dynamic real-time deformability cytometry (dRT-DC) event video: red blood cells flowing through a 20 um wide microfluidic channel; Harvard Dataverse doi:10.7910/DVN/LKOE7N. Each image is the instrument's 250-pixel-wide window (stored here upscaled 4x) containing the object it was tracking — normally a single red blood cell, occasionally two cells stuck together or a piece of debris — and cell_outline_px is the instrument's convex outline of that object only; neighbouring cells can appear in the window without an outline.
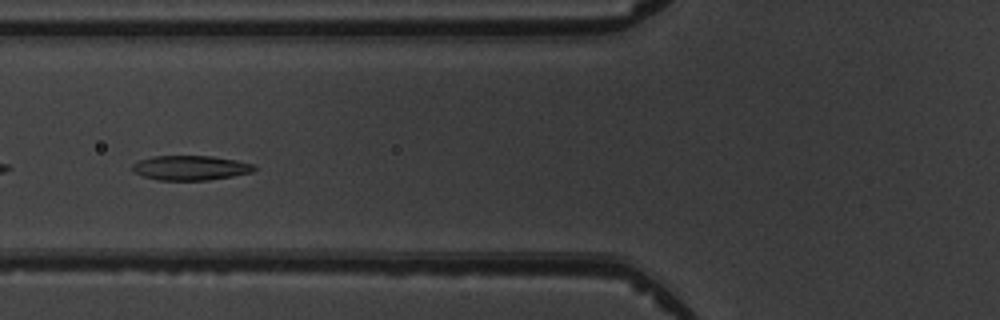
{"species": "common noctule bat (a hibernating species)", "species_latin": "Nyctalus noctula", "temperature_condition": "warm", "stored_images_in_passage": 7, "camera_frame_rate_fps": 3000, "um_per_image_px": 0.085, "animal": {"sex": "male", "body_mass_g": 19.5, "forearm_length_mm": 54.6}, "frame": {"image": 1, "passage_image": 7, "time_ms": 6.667, "image_size_px": [1000, 320], "cell_outline_px": [[256, 168], [252, 172], [232, 176], [208, 180], [156, 180], [132, 172], [132, 164], [140, 160], [152, 156], [212, 156], [236, 160], [252, 164]], "centroid_in_image_um": [16.16, 14.26], "position_along_channel_um": 109.6, "area_um2": 17.46}}